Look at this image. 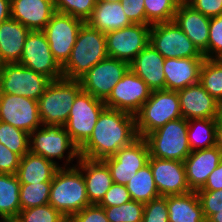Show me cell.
Masks as SVG:
<instances>
[{
	"label": "cell",
	"instance_id": "9f6ffc18",
	"mask_svg": "<svg viewBox=\"0 0 222 222\" xmlns=\"http://www.w3.org/2000/svg\"><path fill=\"white\" fill-rule=\"evenodd\" d=\"M179 4H188L192 0H177Z\"/></svg>",
	"mask_w": 222,
	"mask_h": 222
},
{
	"label": "cell",
	"instance_id": "e575fe53",
	"mask_svg": "<svg viewBox=\"0 0 222 222\" xmlns=\"http://www.w3.org/2000/svg\"><path fill=\"white\" fill-rule=\"evenodd\" d=\"M0 143L21 158L29 152V134L2 121H0Z\"/></svg>",
	"mask_w": 222,
	"mask_h": 222
},
{
	"label": "cell",
	"instance_id": "f1b7e54d",
	"mask_svg": "<svg viewBox=\"0 0 222 222\" xmlns=\"http://www.w3.org/2000/svg\"><path fill=\"white\" fill-rule=\"evenodd\" d=\"M169 222H206L196 191L183 195H168Z\"/></svg>",
	"mask_w": 222,
	"mask_h": 222
},
{
	"label": "cell",
	"instance_id": "b9f144b4",
	"mask_svg": "<svg viewBox=\"0 0 222 222\" xmlns=\"http://www.w3.org/2000/svg\"><path fill=\"white\" fill-rule=\"evenodd\" d=\"M196 193L206 220L212 214L222 211V189L214 191H196Z\"/></svg>",
	"mask_w": 222,
	"mask_h": 222
},
{
	"label": "cell",
	"instance_id": "f5cc1de1",
	"mask_svg": "<svg viewBox=\"0 0 222 222\" xmlns=\"http://www.w3.org/2000/svg\"><path fill=\"white\" fill-rule=\"evenodd\" d=\"M218 120L222 122V100L219 102Z\"/></svg>",
	"mask_w": 222,
	"mask_h": 222
},
{
	"label": "cell",
	"instance_id": "603a6c76",
	"mask_svg": "<svg viewBox=\"0 0 222 222\" xmlns=\"http://www.w3.org/2000/svg\"><path fill=\"white\" fill-rule=\"evenodd\" d=\"M205 57L166 58L164 62L165 90L179 91L199 82Z\"/></svg>",
	"mask_w": 222,
	"mask_h": 222
},
{
	"label": "cell",
	"instance_id": "f35d334b",
	"mask_svg": "<svg viewBox=\"0 0 222 222\" xmlns=\"http://www.w3.org/2000/svg\"><path fill=\"white\" fill-rule=\"evenodd\" d=\"M55 10L86 22L96 6V0H53Z\"/></svg>",
	"mask_w": 222,
	"mask_h": 222
},
{
	"label": "cell",
	"instance_id": "4fadbf2b",
	"mask_svg": "<svg viewBox=\"0 0 222 222\" xmlns=\"http://www.w3.org/2000/svg\"><path fill=\"white\" fill-rule=\"evenodd\" d=\"M150 157L148 143L138 137L131 144L120 148L113 156L103 159L114 183L127 185L139 169L148 164Z\"/></svg>",
	"mask_w": 222,
	"mask_h": 222
},
{
	"label": "cell",
	"instance_id": "bcb514c9",
	"mask_svg": "<svg viewBox=\"0 0 222 222\" xmlns=\"http://www.w3.org/2000/svg\"><path fill=\"white\" fill-rule=\"evenodd\" d=\"M21 157L0 143V173L16 174Z\"/></svg>",
	"mask_w": 222,
	"mask_h": 222
},
{
	"label": "cell",
	"instance_id": "74e56055",
	"mask_svg": "<svg viewBox=\"0 0 222 222\" xmlns=\"http://www.w3.org/2000/svg\"><path fill=\"white\" fill-rule=\"evenodd\" d=\"M17 219L20 222H68L69 220L49 203L21 210Z\"/></svg>",
	"mask_w": 222,
	"mask_h": 222
},
{
	"label": "cell",
	"instance_id": "7c38bea8",
	"mask_svg": "<svg viewBox=\"0 0 222 222\" xmlns=\"http://www.w3.org/2000/svg\"><path fill=\"white\" fill-rule=\"evenodd\" d=\"M130 69V64L123 60L107 57L93 66L79 79L83 91L105 101L114 86Z\"/></svg>",
	"mask_w": 222,
	"mask_h": 222
},
{
	"label": "cell",
	"instance_id": "d4e9b609",
	"mask_svg": "<svg viewBox=\"0 0 222 222\" xmlns=\"http://www.w3.org/2000/svg\"><path fill=\"white\" fill-rule=\"evenodd\" d=\"M165 58L149 43L130 63V69L153 90H165Z\"/></svg>",
	"mask_w": 222,
	"mask_h": 222
},
{
	"label": "cell",
	"instance_id": "f6af8a7d",
	"mask_svg": "<svg viewBox=\"0 0 222 222\" xmlns=\"http://www.w3.org/2000/svg\"><path fill=\"white\" fill-rule=\"evenodd\" d=\"M121 4L132 24H146L144 0H123Z\"/></svg>",
	"mask_w": 222,
	"mask_h": 222
},
{
	"label": "cell",
	"instance_id": "30bf717a",
	"mask_svg": "<svg viewBox=\"0 0 222 222\" xmlns=\"http://www.w3.org/2000/svg\"><path fill=\"white\" fill-rule=\"evenodd\" d=\"M83 23L84 21L79 18L56 11L42 30L54 59L61 67L69 60Z\"/></svg>",
	"mask_w": 222,
	"mask_h": 222
},
{
	"label": "cell",
	"instance_id": "60d3db41",
	"mask_svg": "<svg viewBox=\"0 0 222 222\" xmlns=\"http://www.w3.org/2000/svg\"><path fill=\"white\" fill-rule=\"evenodd\" d=\"M208 59H222V15L210 18Z\"/></svg>",
	"mask_w": 222,
	"mask_h": 222
},
{
	"label": "cell",
	"instance_id": "7402d4cb",
	"mask_svg": "<svg viewBox=\"0 0 222 222\" xmlns=\"http://www.w3.org/2000/svg\"><path fill=\"white\" fill-rule=\"evenodd\" d=\"M11 18L30 31H42L56 12L53 0H10Z\"/></svg>",
	"mask_w": 222,
	"mask_h": 222
},
{
	"label": "cell",
	"instance_id": "d6a6232c",
	"mask_svg": "<svg viewBox=\"0 0 222 222\" xmlns=\"http://www.w3.org/2000/svg\"><path fill=\"white\" fill-rule=\"evenodd\" d=\"M199 82L218 102L222 100V59H207L200 68Z\"/></svg>",
	"mask_w": 222,
	"mask_h": 222
},
{
	"label": "cell",
	"instance_id": "836d02e7",
	"mask_svg": "<svg viewBox=\"0 0 222 222\" xmlns=\"http://www.w3.org/2000/svg\"><path fill=\"white\" fill-rule=\"evenodd\" d=\"M178 6L177 0H144L146 25L173 21Z\"/></svg>",
	"mask_w": 222,
	"mask_h": 222
},
{
	"label": "cell",
	"instance_id": "ffe728a7",
	"mask_svg": "<svg viewBox=\"0 0 222 222\" xmlns=\"http://www.w3.org/2000/svg\"><path fill=\"white\" fill-rule=\"evenodd\" d=\"M221 160L222 152L216 146L191 151L190 155L183 161L190 190L201 189Z\"/></svg>",
	"mask_w": 222,
	"mask_h": 222
},
{
	"label": "cell",
	"instance_id": "ab89813d",
	"mask_svg": "<svg viewBox=\"0 0 222 222\" xmlns=\"http://www.w3.org/2000/svg\"><path fill=\"white\" fill-rule=\"evenodd\" d=\"M142 222H169L167 196H159L144 203Z\"/></svg>",
	"mask_w": 222,
	"mask_h": 222
},
{
	"label": "cell",
	"instance_id": "680465c9",
	"mask_svg": "<svg viewBox=\"0 0 222 222\" xmlns=\"http://www.w3.org/2000/svg\"><path fill=\"white\" fill-rule=\"evenodd\" d=\"M0 222H7V219L0 218Z\"/></svg>",
	"mask_w": 222,
	"mask_h": 222
},
{
	"label": "cell",
	"instance_id": "ba28073f",
	"mask_svg": "<svg viewBox=\"0 0 222 222\" xmlns=\"http://www.w3.org/2000/svg\"><path fill=\"white\" fill-rule=\"evenodd\" d=\"M105 108L104 101L83 90L76 96L64 128L78 148L90 138Z\"/></svg>",
	"mask_w": 222,
	"mask_h": 222
},
{
	"label": "cell",
	"instance_id": "8d00e7d4",
	"mask_svg": "<svg viewBox=\"0 0 222 222\" xmlns=\"http://www.w3.org/2000/svg\"><path fill=\"white\" fill-rule=\"evenodd\" d=\"M103 208L109 222H142L143 219L144 203L139 201Z\"/></svg>",
	"mask_w": 222,
	"mask_h": 222
},
{
	"label": "cell",
	"instance_id": "9c48e42d",
	"mask_svg": "<svg viewBox=\"0 0 222 222\" xmlns=\"http://www.w3.org/2000/svg\"><path fill=\"white\" fill-rule=\"evenodd\" d=\"M52 80L18 63L5 64L0 72V93L38 101Z\"/></svg>",
	"mask_w": 222,
	"mask_h": 222
},
{
	"label": "cell",
	"instance_id": "277c9868",
	"mask_svg": "<svg viewBox=\"0 0 222 222\" xmlns=\"http://www.w3.org/2000/svg\"><path fill=\"white\" fill-rule=\"evenodd\" d=\"M29 151L48 159L59 168L75 166L73 161H78L80 157L79 148L72 142L66 129L61 125H42L31 132ZM55 159L61 161L64 159V162L60 165Z\"/></svg>",
	"mask_w": 222,
	"mask_h": 222
},
{
	"label": "cell",
	"instance_id": "681fc988",
	"mask_svg": "<svg viewBox=\"0 0 222 222\" xmlns=\"http://www.w3.org/2000/svg\"><path fill=\"white\" fill-rule=\"evenodd\" d=\"M10 18V0H0V24Z\"/></svg>",
	"mask_w": 222,
	"mask_h": 222
},
{
	"label": "cell",
	"instance_id": "484cf974",
	"mask_svg": "<svg viewBox=\"0 0 222 222\" xmlns=\"http://www.w3.org/2000/svg\"><path fill=\"white\" fill-rule=\"evenodd\" d=\"M30 30L12 18L0 24V54L5 64L19 63Z\"/></svg>",
	"mask_w": 222,
	"mask_h": 222
},
{
	"label": "cell",
	"instance_id": "4dcf8cb0",
	"mask_svg": "<svg viewBox=\"0 0 222 222\" xmlns=\"http://www.w3.org/2000/svg\"><path fill=\"white\" fill-rule=\"evenodd\" d=\"M218 119H192L188 121V141L190 150L215 146Z\"/></svg>",
	"mask_w": 222,
	"mask_h": 222
},
{
	"label": "cell",
	"instance_id": "4316f807",
	"mask_svg": "<svg viewBox=\"0 0 222 222\" xmlns=\"http://www.w3.org/2000/svg\"><path fill=\"white\" fill-rule=\"evenodd\" d=\"M58 169L53 162L29 151L20 159L16 176L20 184L52 182Z\"/></svg>",
	"mask_w": 222,
	"mask_h": 222
},
{
	"label": "cell",
	"instance_id": "7a4b0ae2",
	"mask_svg": "<svg viewBox=\"0 0 222 222\" xmlns=\"http://www.w3.org/2000/svg\"><path fill=\"white\" fill-rule=\"evenodd\" d=\"M107 57L105 33L84 22L79 29L70 58L62 67L63 78L79 80Z\"/></svg>",
	"mask_w": 222,
	"mask_h": 222
},
{
	"label": "cell",
	"instance_id": "c3c4849f",
	"mask_svg": "<svg viewBox=\"0 0 222 222\" xmlns=\"http://www.w3.org/2000/svg\"><path fill=\"white\" fill-rule=\"evenodd\" d=\"M222 189V160L218 167L208 176L205 185L197 191H214Z\"/></svg>",
	"mask_w": 222,
	"mask_h": 222
},
{
	"label": "cell",
	"instance_id": "ac0fdd59",
	"mask_svg": "<svg viewBox=\"0 0 222 222\" xmlns=\"http://www.w3.org/2000/svg\"><path fill=\"white\" fill-rule=\"evenodd\" d=\"M148 163L160 196L183 195L191 192L183 161L149 157Z\"/></svg>",
	"mask_w": 222,
	"mask_h": 222
},
{
	"label": "cell",
	"instance_id": "ee69618b",
	"mask_svg": "<svg viewBox=\"0 0 222 222\" xmlns=\"http://www.w3.org/2000/svg\"><path fill=\"white\" fill-rule=\"evenodd\" d=\"M70 222H109L104 208L98 204H91L80 212L75 213L70 219Z\"/></svg>",
	"mask_w": 222,
	"mask_h": 222
},
{
	"label": "cell",
	"instance_id": "d590c367",
	"mask_svg": "<svg viewBox=\"0 0 222 222\" xmlns=\"http://www.w3.org/2000/svg\"><path fill=\"white\" fill-rule=\"evenodd\" d=\"M51 182L20 184L21 210L48 204Z\"/></svg>",
	"mask_w": 222,
	"mask_h": 222
},
{
	"label": "cell",
	"instance_id": "f546056e",
	"mask_svg": "<svg viewBox=\"0 0 222 222\" xmlns=\"http://www.w3.org/2000/svg\"><path fill=\"white\" fill-rule=\"evenodd\" d=\"M20 182L16 174L0 173V218H17L20 211Z\"/></svg>",
	"mask_w": 222,
	"mask_h": 222
},
{
	"label": "cell",
	"instance_id": "83f0119b",
	"mask_svg": "<svg viewBox=\"0 0 222 222\" xmlns=\"http://www.w3.org/2000/svg\"><path fill=\"white\" fill-rule=\"evenodd\" d=\"M86 23L102 33L118 30L132 24L127 18L121 2H97Z\"/></svg>",
	"mask_w": 222,
	"mask_h": 222
},
{
	"label": "cell",
	"instance_id": "d6986e66",
	"mask_svg": "<svg viewBox=\"0 0 222 222\" xmlns=\"http://www.w3.org/2000/svg\"><path fill=\"white\" fill-rule=\"evenodd\" d=\"M181 115L186 120L218 119L219 102L212 97L200 82L177 91Z\"/></svg>",
	"mask_w": 222,
	"mask_h": 222
},
{
	"label": "cell",
	"instance_id": "816d5d0a",
	"mask_svg": "<svg viewBox=\"0 0 222 222\" xmlns=\"http://www.w3.org/2000/svg\"><path fill=\"white\" fill-rule=\"evenodd\" d=\"M206 222H222V211L212 214Z\"/></svg>",
	"mask_w": 222,
	"mask_h": 222
},
{
	"label": "cell",
	"instance_id": "5b68a950",
	"mask_svg": "<svg viewBox=\"0 0 222 222\" xmlns=\"http://www.w3.org/2000/svg\"><path fill=\"white\" fill-rule=\"evenodd\" d=\"M82 91L79 80H52L38 99L42 125L64 126L76 96Z\"/></svg>",
	"mask_w": 222,
	"mask_h": 222
},
{
	"label": "cell",
	"instance_id": "f907efd6",
	"mask_svg": "<svg viewBox=\"0 0 222 222\" xmlns=\"http://www.w3.org/2000/svg\"><path fill=\"white\" fill-rule=\"evenodd\" d=\"M215 146L222 152V122L219 120L216 125Z\"/></svg>",
	"mask_w": 222,
	"mask_h": 222
},
{
	"label": "cell",
	"instance_id": "11a10c76",
	"mask_svg": "<svg viewBox=\"0 0 222 222\" xmlns=\"http://www.w3.org/2000/svg\"><path fill=\"white\" fill-rule=\"evenodd\" d=\"M4 66H5V62L3 61L1 54H0V72L4 68Z\"/></svg>",
	"mask_w": 222,
	"mask_h": 222
},
{
	"label": "cell",
	"instance_id": "2e32d148",
	"mask_svg": "<svg viewBox=\"0 0 222 222\" xmlns=\"http://www.w3.org/2000/svg\"><path fill=\"white\" fill-rule=\"evenodd\" d=\"M152 90L146 82L129 69L104 101L106 108L136 115L150 97Z\"/></svg>",
	"mask_w": 222,
	"mask_h": 222
},
{
	"label": "cell",
	"instance_id": "8fae6325",
	"mask_svg": "<svg viewBox=\"0 0 222 222\" xmlns=\"http://www.w3.org/2000/svg\"><path fill=\"white\" fill-rule=\"evenodd\" d=\"M149 43L165 59L204 57L174 20L152 24Z\"/></svg>",
	"mask_w": 222,
	"mask_h": 222
},
{
	"label": "cell",
	"instance_id": "44dd1931",
	"mask_svg": "<svg viewBox=\"0 0 222 222\" xmlns=\"http://www.w3.org/2000/svg\"><path fill=\"white\" fill-rule=\"evenodd\" d=\"M174 22L208 59L210 17L194 10L188 4H179Z\"/></svg>",
	"mask_w": 222,
	"mask_h": 222
},
{
	"label": "cell",
	"instance_id": "5bb4252c",
	"mask_svg": "<svg viewBox=\"0 0 222 222\" xmlns=\"http://www.w3.org/2000/svg\"><path fill=\"white\" fill-rule=\"evenodd\" d=\"M151 25L130 26L105 33L108 57L123 60L129 64L150 42Z\"/></svg>",
	"mask_w": 222,
	"mask_h": 222
},
{
	"label": "cell",
	"instance_id": "cb8c5ba5",
	"mask_svg": "<svg viewBox=\"0 0 222 222\" xmlns=\"http://www.w3.org/2000/svg\"><path fill=\"white\" fill-rule=\"evenodd\" d=\"M75 166L84 177L89 203L99 204L114 183L107 164L103 160L79 157Z\"/></svg>",
	"mask_w": 222,
	"mask_h": 222
},
{
	"label": "cell",
	"instance_id": "1f68e13d",
	"mask_svg": "<svg viewBox=\"0 0 222 222\" xmlns=\"http://www.w3.org/2000/svg\"><path fill=\"white\" fill-rule=\"evenodd\" d=\"M126 187L134 201L147 203L160 196L149 163L138 170Z\"/></svg>",
	"mask_w": 222,
	"mask_h": 222
},
{
	"label": "cell",
	"instance_id": "db71d44e",
	"mask_svg": "<svg viewBox=\"0 0 222 222\" xmlns=\"http://www.w3.org/2000/svg\"><path fill=\"white\" fill-rule=\"evenodd\" d=\"M123 0H96V2H108V3H114V2H122Z\"/></svg>",
	"mask_w": 222,
	"mask_h": 222
},
{
	"label": "cell",
	"instance_id": "7dc6e473",
	"mask_svg": "<svg viewBox=\"0 0 222 222\" xmlns=\"http://www.w3.org/2000/svg\"><path fill=\"white\" fill-rule=\"evenodd\" d=\"M188 5L210 18L222 15V0H192Z\"/></svg>",
	"mask_w": 222,
	"mask_h": 222
},
{
	"label": "cell",
	"instance_id": "9a60e30c",
	"mask_svg": "<svg viewBox=\"0 0 222 222\" xmlns=\"http://www.w3.org/2000/svg\"><path fill=\"white\" fill-rule=\"evenodd\" d=\"M18 64L46 75L51 80L63 78L62 67L54 59L43 31L29 32Z\"/></svg>",
	"mask_w": 222,
	"mask_h": 222
},
{
	"label": "cell",
	"instance_id": "52a82bcc",
	"mask_svg": "<svg viewBox=\"0 0 222 222\" xmlns=\"http://www.w3.org/2000/svg\"><path fill=\"white\" fill-rule=\"evenodd\" d=\"M150 157L184 161L191 153L188 141V120H171L146 137Z\"/></svg>",
	"mask_w": 222,
	"mask_h": 222
},
{
	"label": "cell",
	"instance_id": "6f0895ef",
	"mask_svg": "<svg viewBox=\"0 0 222 222\" xmlns=\"http://www.w3.org/2000/svg\"><path fill=\"white\" fill-rule=\"evenodd\" d=\"M7 222H20L17 218L7 219Z\"/></svg>",
	"mask_w": 222,
	"mask_h": 222
},
{
	"label": "cell",
	"instance_id": "8992f818",
	"mask_svg": "<svg viewBox=\"0 0 222 222\" xmlns=\"http://www.w3.org/2000/svg\"><path fill=\"white\" fill-rule=\"evenodd\" d=\"M135 117L138 137L143 138L167 122L181 118L177 91L153 90Z\"/></svg>",
	"mask_w": 222,
	"mask_h": 222
},
{
	"label": "cell",
	"instance_id": "e0dca14e",
	"mask_svg": "<svg viewBox=\"0 0 222 222\" xmlns=\"http://www.w3.org/2000/svg\"><path fill=\"white\" fill-rule=\"evenodd\" d=\"M0 121L30 134L42 126L38 101L21 95L0 93Z\"/></svg>",
	"mask_w": 222,
	"mask_h": 222
},
{
	"label": "cell",
	"instance_id": "6da1fadb",
	"mask_svg": "<svg viewBox=\"0 0 222 222\" xmlns=\"http://www.w3.org/2000/svg\"><path fill=\"white\" fill-rule=\"evenodd\" d=\"M137 138L135 115L105 108L99 115L92 135L79 148V156L103 160Z\"/></svg>",
	"mask_w": 222,
	"mask_h": 222
},
{
	"label": "cell",
	"instance_id": "3957f363",
	"mask_svg": "<svg viewBox=\"0 0 222 222\" xmlns=\"http://www.w3.org/2000/svg\"><path fill=\"white\" fill-rule=\"evenodd\" d=\"M66 218L91 205L82 172L76 167L59 168L51 182L48 202Z\"/></svg>",
	"mask_w": 222,
	"mask_h": 222
},
{
	"label": "cell",
	"instance_id": "7bdbcfd3",
	"mask_svg": "<svg viewBox=\"0 0 222 222\" xmlns=\"http://www.w3.org/2000/svg\"><path fill=\"white\" fill-rule=\"evenodd\" d=\"M131 200L132 198L125 185L113 183L98 205L100 207L120 206Z\"/></svg>",
	"mask_w": 222,
	"mask_h": 222
}]
</instances>
